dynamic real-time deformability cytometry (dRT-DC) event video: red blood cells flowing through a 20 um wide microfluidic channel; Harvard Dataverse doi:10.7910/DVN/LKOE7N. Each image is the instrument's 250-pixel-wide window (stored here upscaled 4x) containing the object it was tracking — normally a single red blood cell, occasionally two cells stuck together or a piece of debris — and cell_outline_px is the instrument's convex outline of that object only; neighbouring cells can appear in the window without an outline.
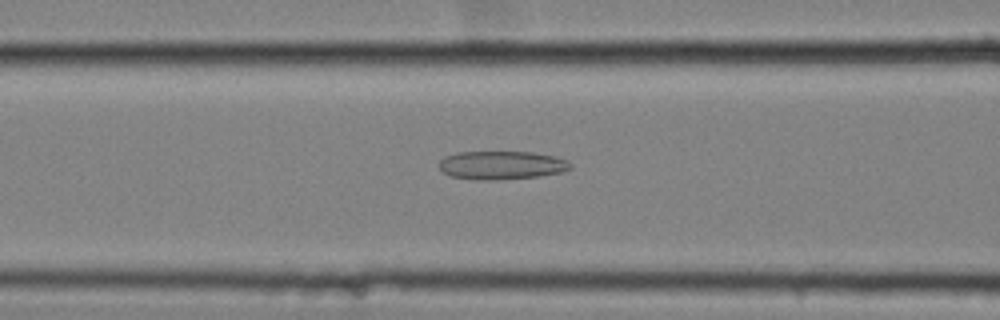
{"species": "common noctule bat (a hibernating species)", "species_latin": "Nyctalus noctula", "temperature_condition": "cold", "stored_images_in_passage": 34, "camera_frame_rate_fps": 3000, "um_per_image_px": 0.085, "animal": {"sex": "female", "body_mass_g": 25.1}, "frame": {"image": 1, "passage_image": 8, "time_ms": 2.333, "image_size_px": [1000, 320], "cell_outline_px": [[572, 168], [560, 172], [536, 176], [496, 180], [476, 180], [452, 176], [444, 172], [440, 168], [440, 160], [444, 156], [456, 152], [532, 152], [552, 156], [568, 160], [572, 164]], "centroid_in_image_um": [42.62, 14.03], "position_along_channel_um": 124.0, "area_um2": 21.62}}
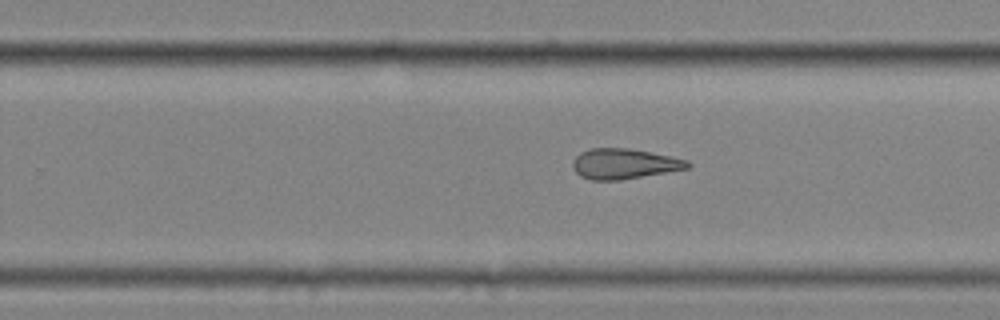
{"frame": {"image": 2, "passage_image": 21, "time_ms": 6.667, "image_size_px": [1000, 320], "cell_outline_px": [[692, 164], [688, 168], [620, 180], [592, 180], [580, 176], [572, 168], [572, 160], [580, 152], [592, 148], [628, 148], [688, 160]], "centroid_in_image_um": [53.0, 13.92], "position_along_channel_um": 276.8, "area_um2": 20.11}}
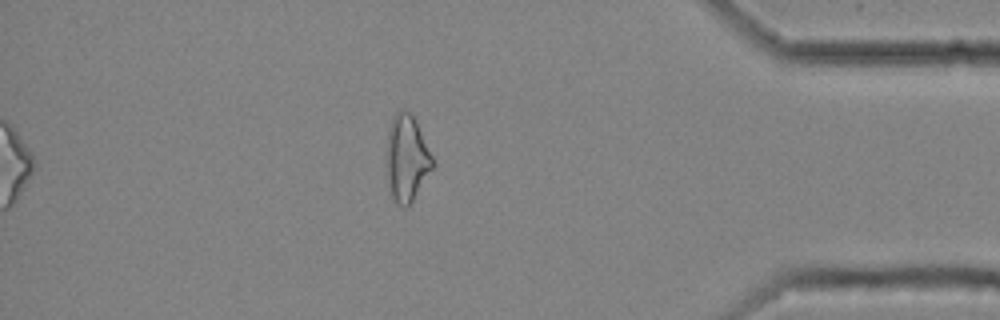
{"frame": {"image": 3, "passage_image": 34, "time_ms": 11.0, "image_size_px": [1000, 320], "cell_outline_px": [[436, 164], [408, 208], [404, 208], [396, 204], [388, 192], [384, 160], [384, 152], [388, 132], [392, 116], [400, 108], [404, 108], [412, 116]], "centroid_in_image_um": [34.51, 13.52], "position_along_channel_um": 400.7, "area_um2": 24.04}, "authors_computed_cell_mechanics": {"area_um2": 20.7791, "velocity_mm_per_s": 3.5291, "shape_relaxation_time_tau1_ms": null, "shape_relaxation_time_tau2_ms": 5.5349, "deformation_change_tau1": null, "deformation_change_tau2": 0.1761}}